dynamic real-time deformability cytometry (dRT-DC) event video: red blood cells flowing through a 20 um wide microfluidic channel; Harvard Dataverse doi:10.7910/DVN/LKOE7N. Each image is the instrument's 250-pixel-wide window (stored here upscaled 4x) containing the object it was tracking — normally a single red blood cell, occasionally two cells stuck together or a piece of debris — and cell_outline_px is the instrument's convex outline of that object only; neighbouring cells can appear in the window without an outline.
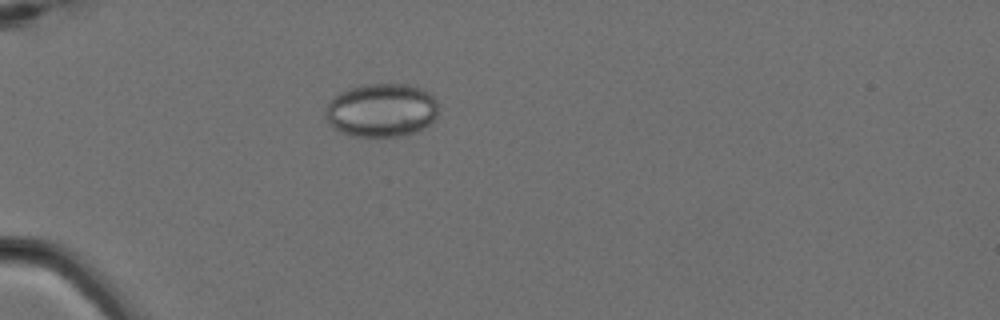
{"species": "Egyptian fruit bat (a non-hibernating species)", "species_latin": "Rousettus aegyptiacus", "temperature_condition": "cold", "stored_images_in_passage": 10, "camera_frame_rate_fps": 3000, "um_per_image_px": 0.085, "animal": {"sex": "female"}, "frame": {"image": 1, "passage_image": 4, "time_ms": 1.0, "image_size_px": [1000, 320], "cell_outline_px": [[436, 116], [424, 128], [416, 132], [404, 136], [352, 136], [340, 132], [328, 124], [324, 116], [324, 108], [332, 96], [348, 88], [360, 84], [408, 84], [420, 88], [428, 92], [436, 100]], "centroid_in_image_um": [32.35, 9.36], "position_along_channel_um": 52.6, "area_um2": 35.66}}
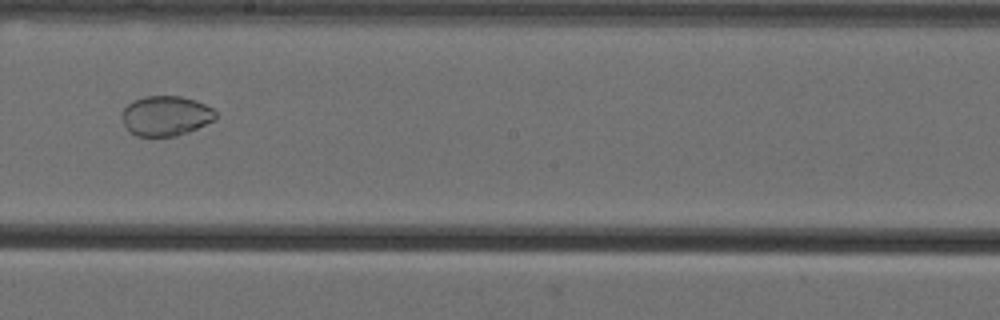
{"frame": {"image": 2, "passage_image": 9, "time_ms": 2.667, "image_size_px": [1000, 320], "cell_outline_px": [[216, 120], [188, 132], [176, 136], [136, 136], [128, 132], [120, 116], [120, 112], [132, 100], [144, 96], [180, 96], [196, 100], [212, 108], [216, 112]], "centroid_in_image_um": [14.06, 9.85], "position_along_channel_um": 234.1, "area_um2": 22.14}}
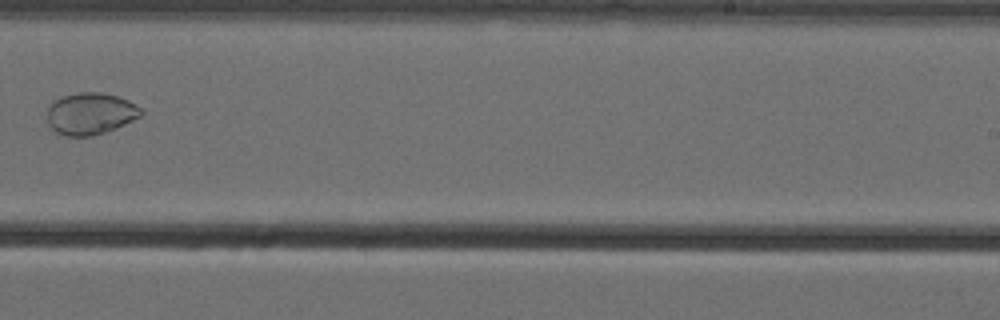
{"frame": {"image": 3, "passage_image": 10, "time_ms": 3.0, "image_size_px": [1000, 320], "cell_outline_px": [[144, 112], [140, 116], [124, 124], [104, 132], [92, 136], [64, 136], [56, 132], [48, 124], [48, 108], [56, 100], [64, 96], [80, 92], [100, 92], [116, 96], [128, 100], [136, 104]], "centroid_in_image_um": [7.69, 9.66], "position_along_channel_um": 281.3, "area_um2": 22.6}}